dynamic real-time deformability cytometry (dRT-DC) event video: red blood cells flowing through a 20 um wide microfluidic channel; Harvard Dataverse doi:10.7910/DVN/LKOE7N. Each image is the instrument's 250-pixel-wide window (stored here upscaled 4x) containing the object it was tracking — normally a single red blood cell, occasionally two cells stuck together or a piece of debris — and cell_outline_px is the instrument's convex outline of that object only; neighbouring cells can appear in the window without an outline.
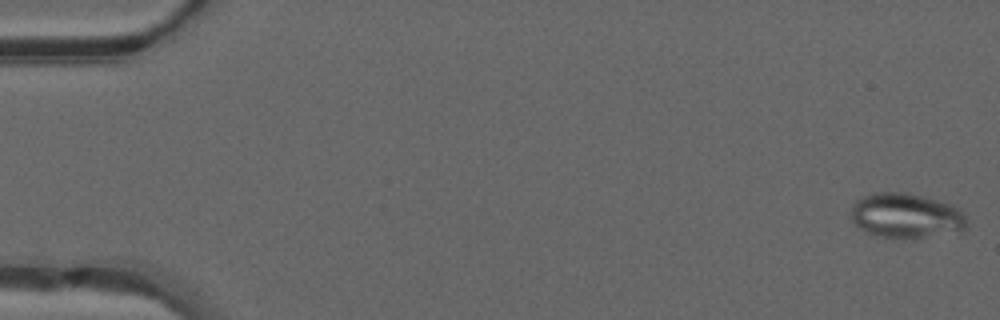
{"species": "common noctule bat (a hibernating species)", "species_latin": "Nyctalus noctula", "temperature_condition": "warm", "stored_images_in_passage": 44, "camera_frame_rate_fps": 3000, "um_per_image_px": 0.085, "animal": {"sex": "male", "forearm_length_mm": 52.5}, "frame": {"image": 1, "passage_image": 1, "time_ms": 0.0, "image_size_px": [1000, 320], "cell_outline_px": [[968, 228], [960, 232], [924, 236], [884, 236], [868, 232], [860, 228], [852, 220], [852, 204], [856, 200], [872, 192], [908, 192], [924, 196], [952, 204], [964, 212], [968, 224]], "centroid_in_image_um": [77.07, 18.28], "position_along_channel_um": 7.9, "area_um2": 30.0}}
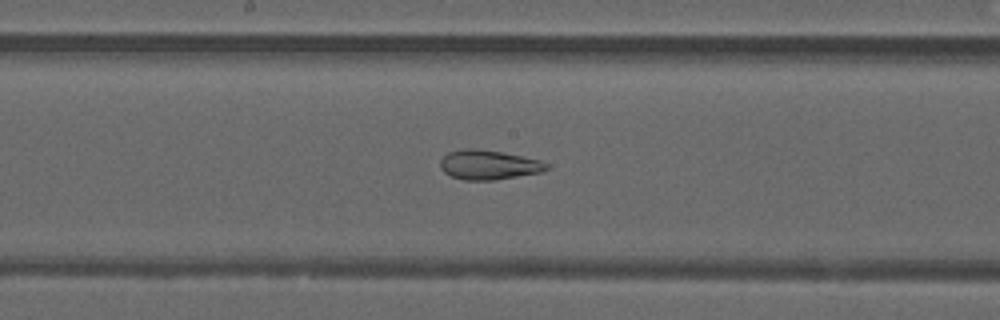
{"frame": {"image": 2, "passage_image": 26, "time_ms": 8.333, "image_size_px": [1000, 320], "cell_outline_px": [[548, 168], [544, 172], [492, 180], [464, 180], [452, 176], [444, 172], [440, 168], [440, 160], [448, 152], [464, 148], [476, 148], [500, 152], [540, 160], [548, 164]], "centroid_in_image_um": [41.52, 14.01], "position_along_channel_um": 206.7, "area_um2": 18.21}, "authors_computed_cell_mechanics": {"area_um2": 20.6635, "velocity_mm_per_s": 4.2315, "shape_relaxation_time_tau1_ms": null, "shape_relaxation_time_tau2_ms": 2.2441, "deformation_change_tau1": null, "deformation_change_tau2": 0.0957}}